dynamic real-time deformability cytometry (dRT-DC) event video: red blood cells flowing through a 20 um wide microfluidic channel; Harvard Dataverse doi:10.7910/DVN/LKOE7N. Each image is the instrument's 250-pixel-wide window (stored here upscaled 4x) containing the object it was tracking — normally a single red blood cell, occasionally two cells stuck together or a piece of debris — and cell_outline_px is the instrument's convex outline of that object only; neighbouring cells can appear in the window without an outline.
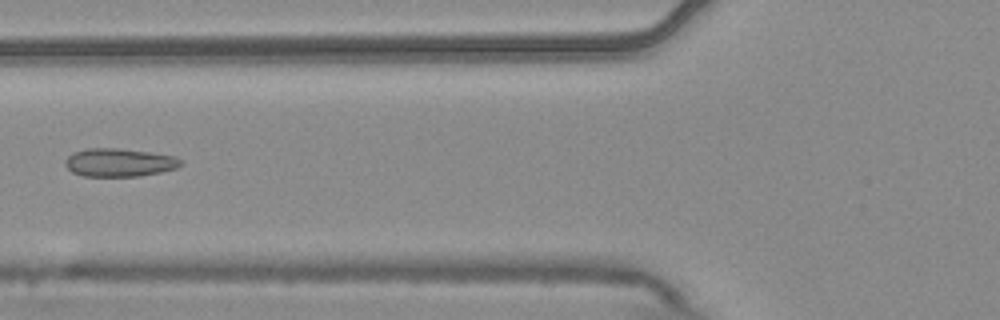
{"species": "common noctule bat (a hibernating species)", "species_latin": "Nyctalus noctula", "temperature_condition": "warm", "stored_images_in_passage": 5, "camera_frame_rate_fps": 3000, "um_per_image_px": 0.085, "animal": {"sex": "male", "body_mass_g": 20.4}, "frame": {"image": 1, "passage_image": 5, "time_ms": 1.333, "image_size_px": [1000, 320], "cell_outline_px": [[184, 164], [176, 168], [160, 172], [140, 176], [84, 176], [72, 172], [64, 164], [64, 160], [72, 152], [88, 148], [116, 148], [152, 152], [176, 156], [184, 160]], "centroid_in_image_um": [10.17, 13.8], "position_along_channel_um": 115.6, "area_um2": 19.25}}